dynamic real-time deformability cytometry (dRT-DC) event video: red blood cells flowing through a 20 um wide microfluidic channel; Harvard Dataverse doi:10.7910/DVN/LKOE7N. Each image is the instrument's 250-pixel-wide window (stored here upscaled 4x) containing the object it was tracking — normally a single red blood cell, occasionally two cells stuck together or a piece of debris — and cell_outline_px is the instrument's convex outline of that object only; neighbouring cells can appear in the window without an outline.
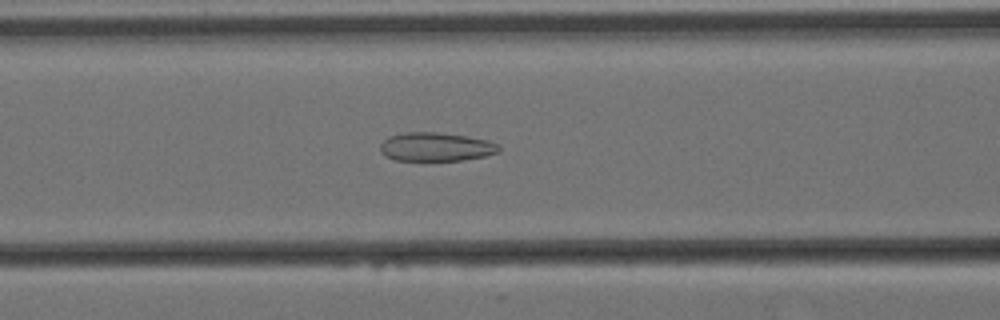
{"species": "Egyptian fruit bat (a non-hibernating species)", "species_latin": "Rousettus aegyptiacus", "temperature_condition": "cold", "stored_images_in_passage": 52, "camera_frame_rate_fps": 3000, "um_per_image_px": 0.085, "animal": {"sex": "female"}, "frame": {"image": 1, "passage_image": 17, "time_ms": 5.333, "image_size_px": [1000, 320], "cell_outline_px": [[500, 152], [484, 156], [464, 160], [396, 160], [384, 156], [380, 152], [380, 144], [388, 136], [404, 132], [436, 132], [468, 136], [488, 140], [500, 144]], "centroid_in_image_um": [37.06, 12.47], "position_along_channel_um": 129.5, "area_um2": 20.06}}
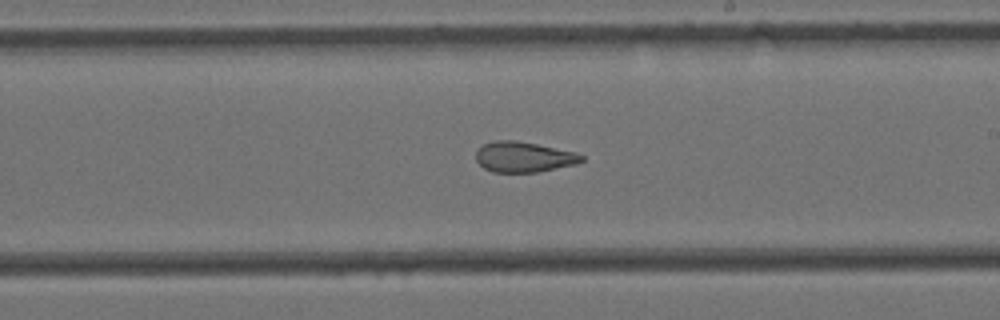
{"frame": {"image": 2, "passage_image": 27, "time_ms": 8.667, "image_size_px": [1000, 320], "cell_outline_px": [[584, 160], [576, 164], [536, 172], [492, 172], [484, 168], [476, 160], [476, 152], [484, 144], [496, 140], [516, 140], [576, 152], [584, 156]], "centroid_in_image_um": [44.52, 13.34], "position_along_channel_um": 244.5, "area_um2": 18.61}}
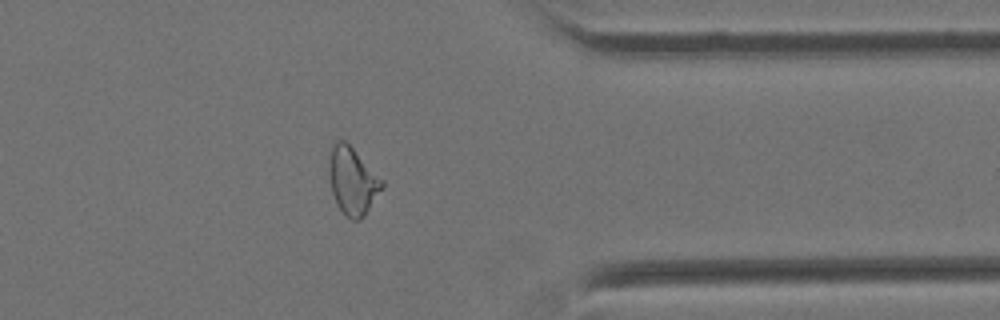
{"frame": {"image": 3, "passage_image": 40, "time_ms": 13.0, "image_size_px": [1000, 320], "cell_outline_px": [[384, 188], [364, 216], [360, 220], [352, 220], [336, 204], [332, 192], [328, 168], [328, 160], [332, 144], [336, 140], [344, 140], [384, 180]], "centroid_in_image_um": [29.97, 15.37], "position_along_channel_um": 381.4, "area_um2": 20.81}, "authors_computed_cell_mechanics": {"area_um2": 21.0681, "velocity_mm_per_s": 3.4696, "shape_relaxation_time_tau1_ms": null, "shape_relaxation_time_tau2_ms": 2.7273, "deformation_change_tau1": null, "deformation_change_tau2": 0.1097}}